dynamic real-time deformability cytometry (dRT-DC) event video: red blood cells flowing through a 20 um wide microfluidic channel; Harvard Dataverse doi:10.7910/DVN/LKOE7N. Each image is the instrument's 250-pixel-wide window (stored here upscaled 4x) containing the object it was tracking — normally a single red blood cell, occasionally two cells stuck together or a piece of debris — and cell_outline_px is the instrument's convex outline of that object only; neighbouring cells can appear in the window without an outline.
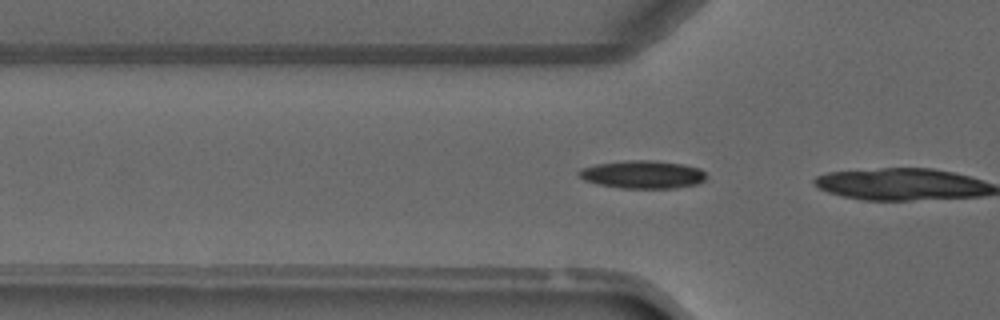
{"species": "common noctule bat (a hibernating species)", "species_latin": "Nyctalus noctula", "temperature_condition": "warm", "stored_images_in_passage": 4, "camera_frame_rate_fps": 3000, "um_per_image_px": 0.085, "animal": {"sex": "male", "forearm_length_mm": 52.5}, "frame": {"image": 1, "passage_image": 4, "time_ms": 3.333, "image_size_px": [1000, 320], "cell_outline_px": [[704, 180], [696, 184], [676, 188], [620, 188], [596, 184], [584, 180], [576, 176], [576, 172], [580, 168], [596, 164], [624, 160], [656, 160], [684, 164], [700, 168], [704, 172]], "centroid_in_image_um": [54.56, 14.82], "position_along_channel_um": 71.2, "area_um2": 21.04}}